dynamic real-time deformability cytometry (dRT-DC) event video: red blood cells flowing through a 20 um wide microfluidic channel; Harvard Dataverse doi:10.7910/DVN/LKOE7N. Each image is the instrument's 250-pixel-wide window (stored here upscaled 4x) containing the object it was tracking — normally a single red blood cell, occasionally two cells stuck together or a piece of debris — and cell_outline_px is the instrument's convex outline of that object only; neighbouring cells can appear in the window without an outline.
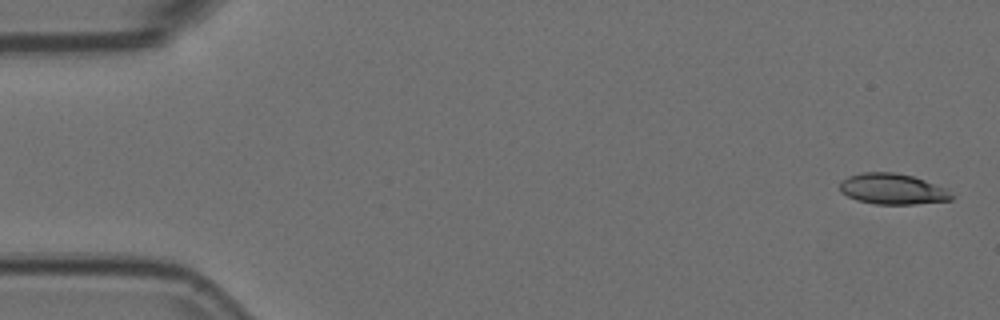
{"species": "Egyptian fruit bat (a non-hibernating species)", "species_latin": "Rousettus aegyptiacus", "temperature_condition": "room temperature", "stored_images_in_passage": 4, "camera_frame_rate_fps": 3000, "um_per_image_px": 0.085, "animal": {"sex": "female"}, "frame": {"image": 1, "passage_image": 1, "time_ms": 0.0, "image_size_px": [1000, 320], "cell_outline_px": [[956, 196], [952, 200], [916, 204], [876, 204], [856, 200], [840, 192], [840, 180], [848, 176], [860, 172], [896, 172], [912, 176], [948, 188]], "centroid_in_image_um": [75.9, 16.06], "position_along_channel_um": 9.1, "area_um2": 20.4}}
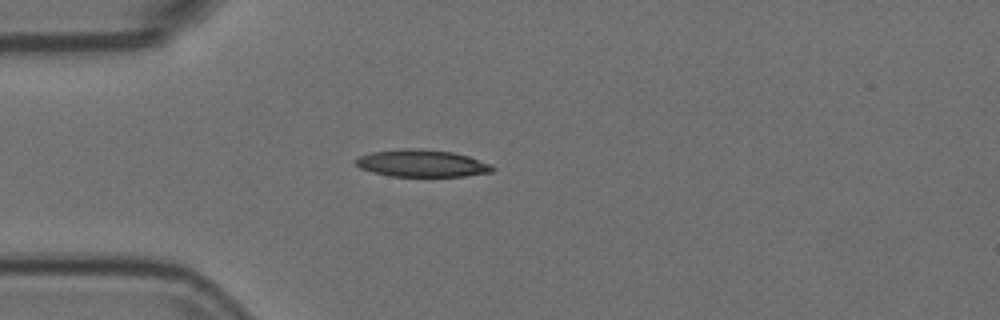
{"frame": {"image": 2, "passage_image": 4, "time_ms": 1.0, "image_size_px": [1000, 320], "cell_outline_px": [[496, 168], [492, 172], [464, 176], [388, 176], [372, 172], [360, 168], [352, 160], [360, 156], [372, 152], [400, 148], [420, 148], [452, 152], [468, 156], [492, 164]], "centroid_in_image_um": [35.85, 13.88], "position_along_channel_um": 49.2, "area_um2": 21.85}}